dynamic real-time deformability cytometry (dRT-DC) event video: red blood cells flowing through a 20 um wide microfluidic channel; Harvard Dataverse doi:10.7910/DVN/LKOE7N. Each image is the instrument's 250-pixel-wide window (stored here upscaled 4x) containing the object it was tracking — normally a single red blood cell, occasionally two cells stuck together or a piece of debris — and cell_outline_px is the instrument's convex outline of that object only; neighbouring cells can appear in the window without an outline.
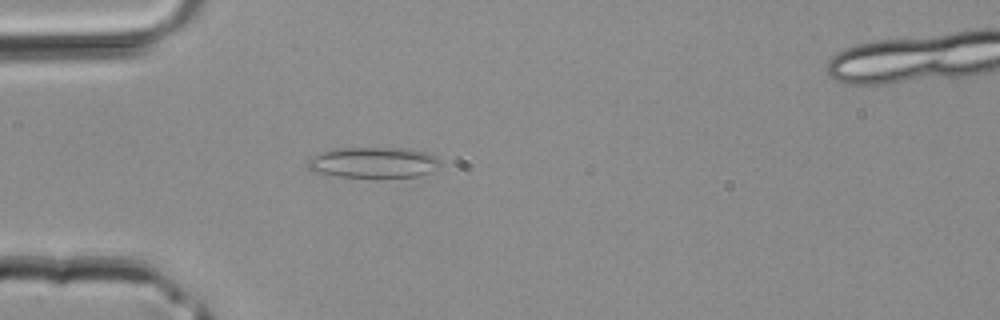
{"species": "common noctule bat (a hibernating species)", "species_latin": "Nyctalus noctula", "temperature_condition": "room temperature", "stored_images_in_passage": 35, "segment_of_instrument_passage": [1, 2], "camera_frame_rate_fps": 3000, "um_per_image_px": 0.085, "animal": {"sex": "male", "body_mass_g": 20.4}, "frame": {"image": 1, "passage_image": 5, "time_ms": 1.333, "image_size_px": [1000, 320], "cell_outline_px": [[440, 164], [428, 172], [416, 176], [336, 176], [316, 172], [308, 168], [308, 160], [312, 156], [336, 148], [408, 148], [428, 152], [436, 156], [440, 160]], "centroid_in_image_um": [31.75, 13.79], "position_along_channel_um": 53.3, "area_um2": 23.29}}
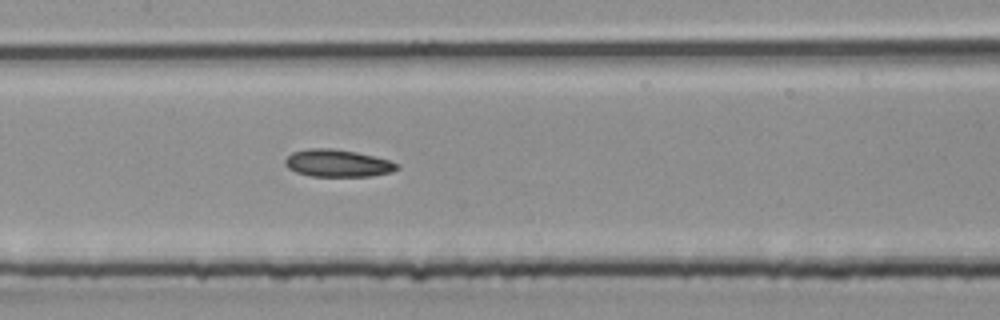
{"frame": {"image": 2, "passage_image": 13, "time_ms": 4.0, "image_size_px": [1000, 320], "cell_outline_px": [[400, 168], [392, 172], [372, 176], [312, 176], [296, 172], [288, 168], [284, 164], [284, 160], [292, 152], [308, 148], [332, 148], [356, 152], [392, 160], [400, 164]], "centroid_in_image_um": [28.73, 13.87], "position_along_channel_um": 178.7, "area_um2": 18.03}}
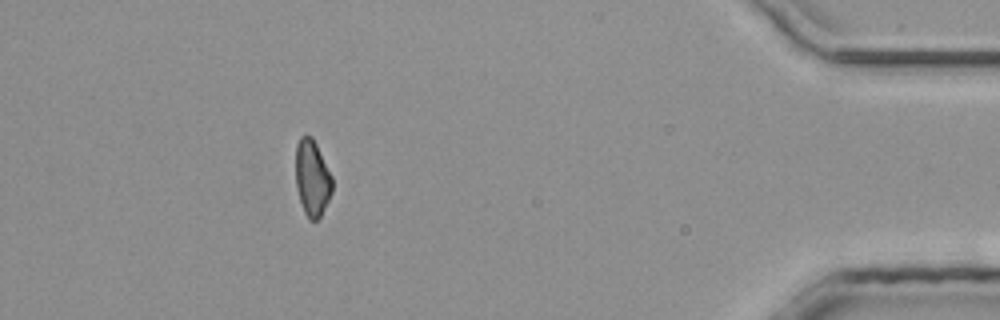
{"frame": {"image": 3, "passage_image": 30, "time_ms": 9.667, "image_size_px": [1000, 320], "cell_outline_px": [[332, 192], [320, 216], [316, 220], [308, 220], [304, 212], [296, 188], [296, 144], [300, 136], [312, 136], [332, 176]], "centroid_in_image_um": [26.52, 15.13], "position_along_channel_um": 408.7, "area_um2": 16.13}}